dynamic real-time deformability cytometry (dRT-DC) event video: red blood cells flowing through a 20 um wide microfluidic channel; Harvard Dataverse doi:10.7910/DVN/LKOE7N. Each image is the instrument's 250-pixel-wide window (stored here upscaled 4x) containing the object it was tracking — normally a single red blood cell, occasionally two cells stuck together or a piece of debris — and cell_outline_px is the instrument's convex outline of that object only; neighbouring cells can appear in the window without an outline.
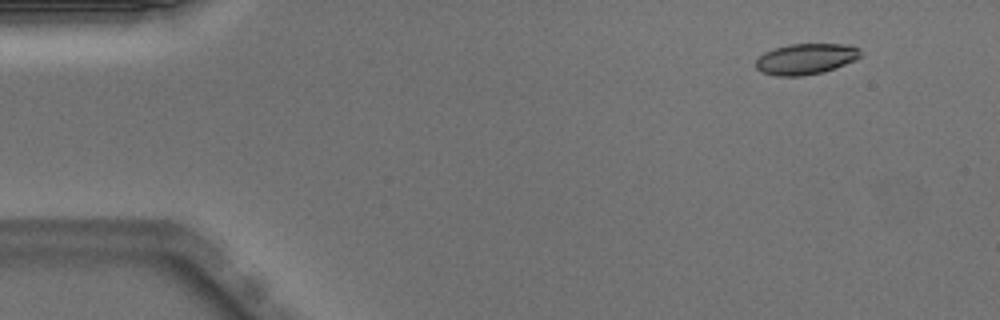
{"species": "Egyptian fruit bat (a non-hibernating species)", "species_latin": "Rousettus aegyptiacus", "temperature_condition": "warm", "stored_images_in_passage": 46, "camera_frame_rate_fps": 3000, "um_per_image_px": 0.085, "animal": {"sex": "male"}, "frame": {"image": 1, "passage_image": 1, "time_ms": 0.0, "image_size_px": [1000, 320], "cell_outline_px": [[860, 56], [856, 60], [836, 68], [824, 72], [804, 76], [776, 76], [760, 72], [756, 68], [756, 60], [764, 52], [788, 44], [848, 44], [860, 48]], "centroid_in_image_um": [68.5, 5.02], "position_along_channel_um": 16.5, "area_um2": 19.02}}
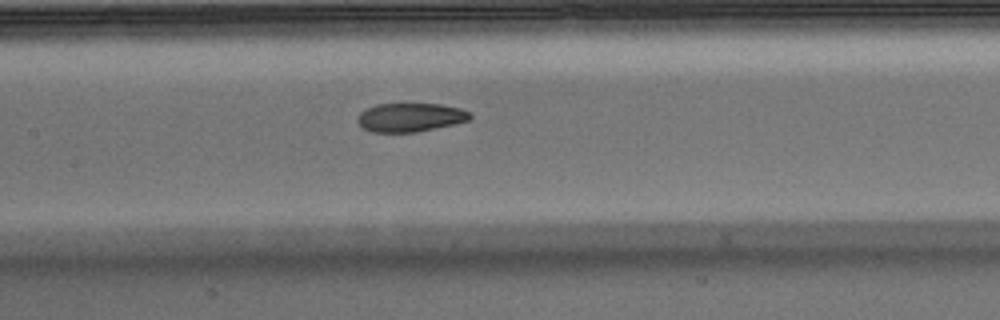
{"frame": {"image": 2, "passage_image": 20, "time_ms": 6.333, "image_size_px": [1000, 320], "cell_outline_px": [[472, 116], [468, 120], [456, 124], [416, 132], [372, 132], [364, 128], [356, 120], [360, 112], [376, 104], [440, 104], [460, 108], [468, 112]], "centroid_in_image_um": [34.87, 9.98], "position_along_channel_um": 172.5, "area_um2": 18.73}}
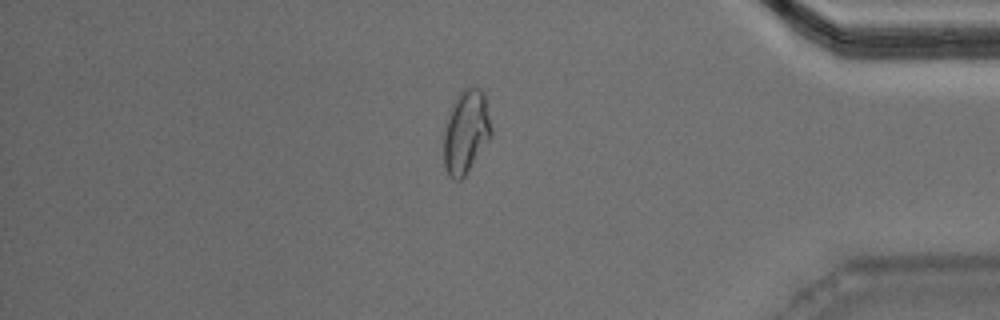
{"frame": {"image": 3, "passage_image": 39, "time_ms": 12.667, "image_size_px": [1000, 320], "cell_outline_px": [[492, 132], [488, 140], [464, 176], [460, 180], [452, 180], [448, 176], [444, 168], [444, 128], [456, 96], [464, 88], [480, 88], [484, 92], [492, 128]], "centroid_in_image_um": [39.59, 11.21], "position_along_channel_um": 395.6, "area_um2": 22.83}, "authors_computed_cell_mechanics": {"area_um2": 19.9699, "velocity_mm_per_s": 3.9986, "shape_relaxation_time_tau1_ms": 7.2599, "shape_relaxation_time_tau2_ms": 2.1467, "deformation_change_tau1": 0.2021, "deformation_change_tau2": 0.0614}}